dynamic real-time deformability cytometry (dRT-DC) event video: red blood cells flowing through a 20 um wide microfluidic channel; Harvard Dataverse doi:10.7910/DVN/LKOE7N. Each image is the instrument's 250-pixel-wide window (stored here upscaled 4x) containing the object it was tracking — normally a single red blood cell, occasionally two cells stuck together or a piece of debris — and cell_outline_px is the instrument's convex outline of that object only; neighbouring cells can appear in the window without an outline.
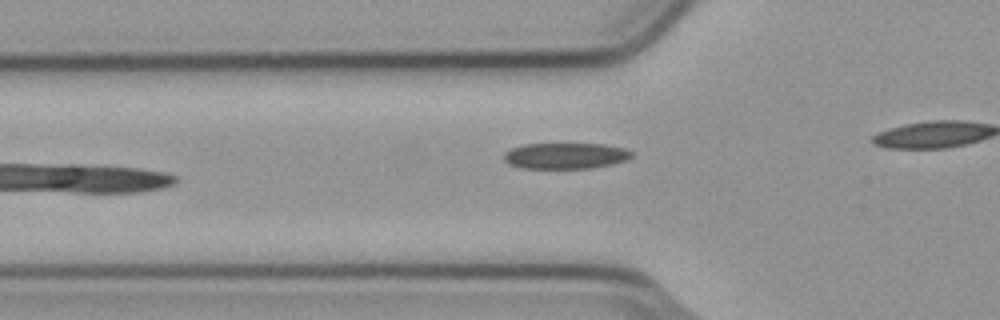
{"species": "common noctule bat (a hibernating species)", "species_latin": "Nyctalus noctula", "temperature_condition": "cold", "stored_images_in_passage": 6, "camera_frame_rate_fps": 3000, "um_per_image_px": 0.085, "animal": {"sex": "male", "body_mass_g": 23.1, "forearm_length_mm": 52.7}, "frame": {"image": 1, "passage_image": 4, "time_ms": 1.0, "image_size_px": [1000, 320], "cell_outline_px": [[632, 156], [624, 160], [612, 164], [588, 168], [520, 168], [508, 164], [504, 160], [504, 152], [512, 148], [524, 144], [604, 144], [624, 148], [632, 152]], "centroid_in_image_um": [48.02, 13.24], "position_along_channel_um": 77.8, "area_um2": 19.25}}
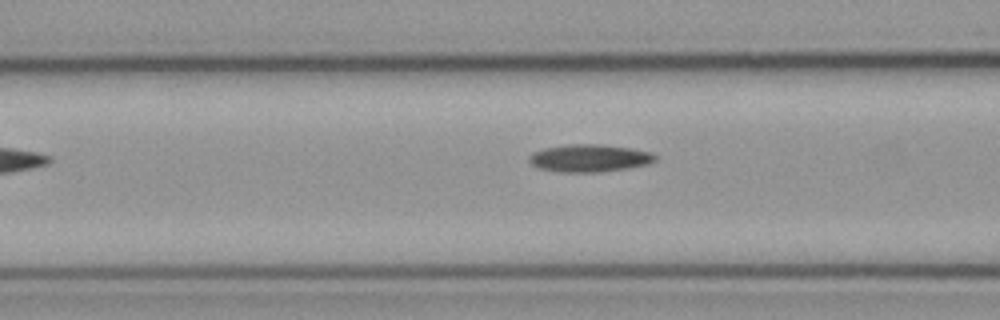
{"frame": {"image": 2, "passage_image": 6, "time_ms": 1.667, "image_size_px": [1000, 320], "cell_outline_px": [[656, 160], [648, 164], [628, 168], [596, 172], [560, 172], [540, 168], [532, 164], [528, 160], [528, 156], [532, 152], [544, 148], [568, 144], [600, 144], [632, 148], [652, 152], [656, 156]], "centroid_in_image_um": [50.1, 13.43], "position_along_channel_um": 116.5, "area_um2": 20.29}}